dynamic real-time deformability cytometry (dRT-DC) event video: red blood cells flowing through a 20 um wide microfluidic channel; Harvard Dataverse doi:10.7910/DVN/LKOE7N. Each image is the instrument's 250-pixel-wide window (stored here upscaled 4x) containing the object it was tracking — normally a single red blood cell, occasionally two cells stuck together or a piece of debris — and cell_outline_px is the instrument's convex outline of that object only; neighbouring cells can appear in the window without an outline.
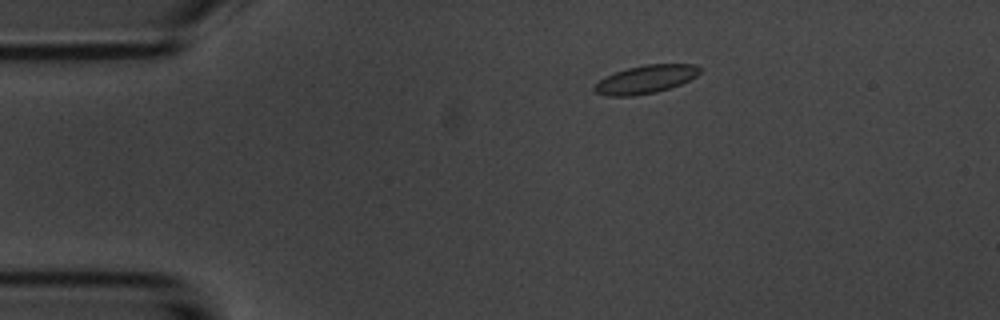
{"species": "common noctule bat (a hibernating species)", "species_latin": "Nyctalus noctula", "temperature_condition": "room temperature", "stored_images_in_passage": 10, "camera_frame_rate_fps": 3000, "um_per_image_px": 0.085, "animal": {"sex": "male", "body_mass_g": 20.1, "forearm_length_mm": 53.5}, "frame": {"image": 1, "passage_image": 2, "time_ms": 1.333, "image_size_px": [1000, 320], "cell_outline_px": [[700, 72], [696, 76], [680, 84], [656, 92], [632, 96], [608, 96], [596, 92], [592, 88], [604, 76], [628, 68], [644, 64], [696, 64], [700, 68]], "centroid_in_image_um": [54.87, 6.74], "position_along_channel_um": 30.1, "area_um2": 17.17}}
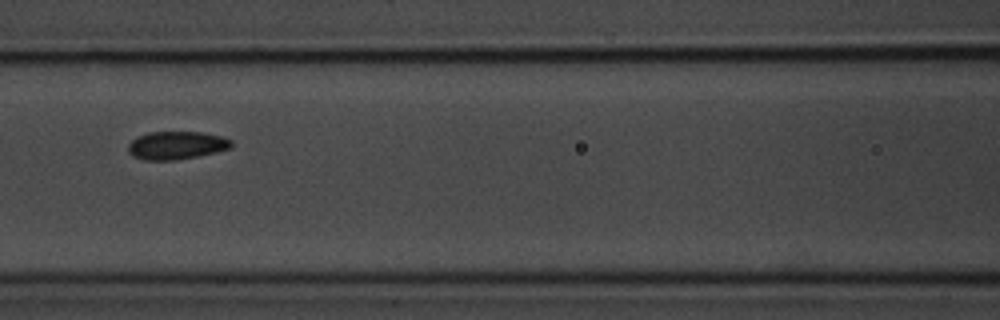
{"frame": {"image": 2, "passage_image": 6, "time_ms": 6.0, "image_size_px": [1000, 320], "cell_outline_px": [[232, 148], [216, 152], [176, 160], [144, 160], [132, 156], [128, 152], [128, 144], [136, 136], [148, 132], [200, 132], [224, 136], [232, 140]], "centroid_in_image_um": [14.99, 12.35], "position_along_channel_um": 151.6, "area_um2": 17.05}}
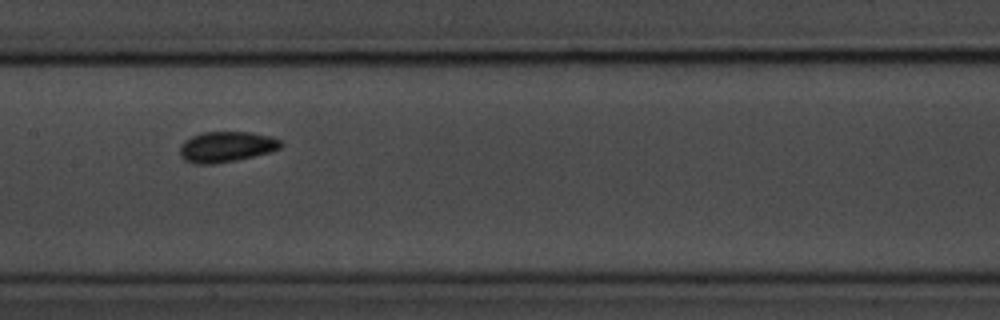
{"frame": {"image": 3, "passage_image": 7, "time_ms": 7.0, "image_size_px": [1000, 320], "cell_outline_px": [[284, 144], [280, 148], [268, 152], [236, 160], [216, 164], [196, 164], [184, 160], [180, 156], [180, 144], [184, 140], [192, 136], [204, 132], [252, 132], [272, 136], [280, 140]], "centroid_in_image_um": [19.22, 12.47], "position_along_channel_um": 188.2, "area_um2": 18.09}}